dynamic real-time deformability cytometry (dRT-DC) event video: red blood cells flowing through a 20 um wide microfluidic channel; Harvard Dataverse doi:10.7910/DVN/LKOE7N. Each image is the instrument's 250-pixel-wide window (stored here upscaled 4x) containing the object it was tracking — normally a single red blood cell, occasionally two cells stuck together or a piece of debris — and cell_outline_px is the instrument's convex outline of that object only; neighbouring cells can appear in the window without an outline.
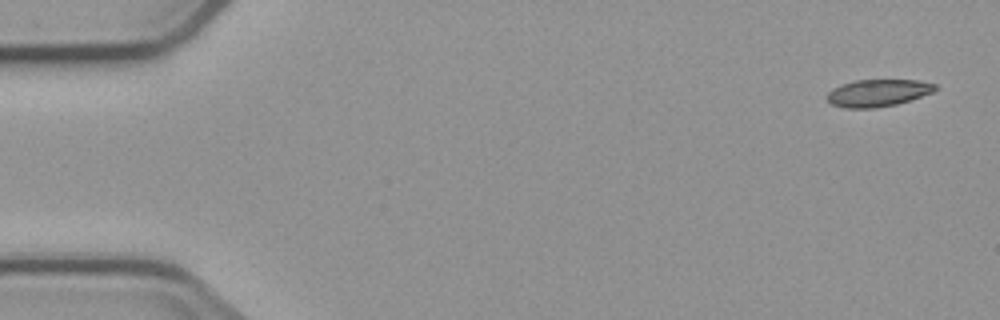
{"species": "common noctule bat (a hibernating species)", "species_latin": "Nyctalus noctula", "temperature_condition": "cold", "stored_images_in_passage": 5, "camera_frame_rate_fps": 3000, "um_per_image_px": 0.085, "animal": {"sex": "male", "body_mass_g": 23.1, "forearm_length_mm": 52.7}, "frame": {"image": 1, "passage_image": 1, "time_ms": 0.0, "image_size_px": [1000, 320], "cell_outline_px": [[936, 88], [932, 92], [896, 104], [872, 108], [844, 108], [832, 104], [824, 96], [832, 88], [840, 84], [856, 80], [916, 80], [936, 84]], "centroid_in_image_um": [74.54, 7.89], "position_along_channel_um": 10.5, "area_um2": 16.99}}
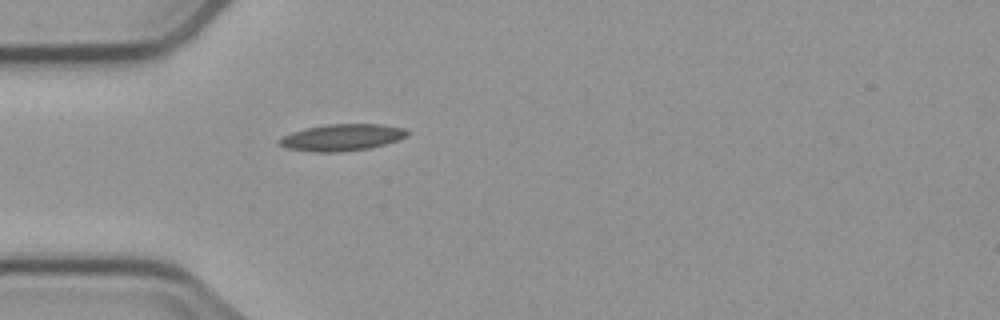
{"frame": {"image": 2, "passage_image": 5, "time_ms": 4.667, "image_size_px": [1000, 320], "cell_outline_px": [[408, 136], [400, 140], [372, 148], [340, 152], [312, 152], [284, 148], [276, 144], [276, 140], [292, 132], [308, 128], [328, 124], [380, 124], [404, 128], [408, 132]], "centroid_in_image_um": [29.06, 11.7], "position_along_channel_um": 55.9, "area_um2": 20.17}}